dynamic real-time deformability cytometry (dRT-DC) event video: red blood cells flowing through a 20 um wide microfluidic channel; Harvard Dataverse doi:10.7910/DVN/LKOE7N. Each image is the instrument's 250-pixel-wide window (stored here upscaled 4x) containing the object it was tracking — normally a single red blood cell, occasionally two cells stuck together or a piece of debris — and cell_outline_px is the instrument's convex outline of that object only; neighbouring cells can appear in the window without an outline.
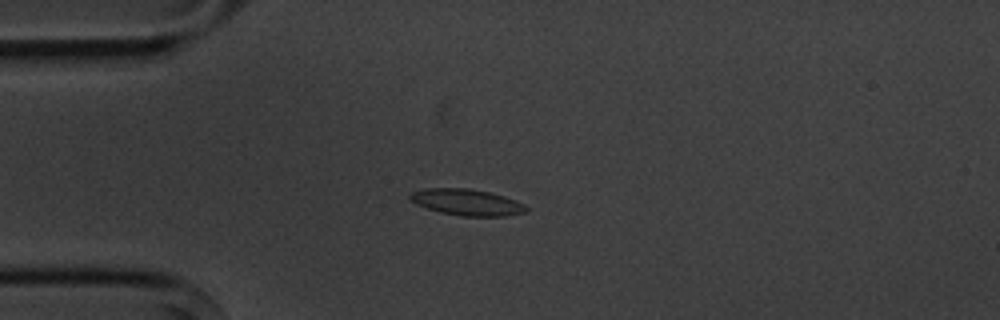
{"species": "common noctule bat (a hibernating species)", "species_latin": "Nyctalus noctula", "temperature_condition": "cold", "stored_images_in_passage": 6, "camera_frame_rate_fps": 3000, "um_per_image_px": 0.085, "animal": {"sex": "male", "body_mass_g": 20.1, "forearm_length_mm": 53.5}, "frame": {"image": 1, "passage_image": 3, "time_ms": 2.333, "image_size_px": [1000, 320], "cell_outline_px": [[528, 212], [504, 216], [460, 216], [440, 212], [416, 204], [408, 196], [412, 192], [424, 188], [468, 188], [488, 192], [504, 196], [516, 200], [524, 204], [528, 208]], "centroid_in_image_um": [39.71, 17.19], "position_along_channel_um": 45.3, "area_um2": 17.8}}
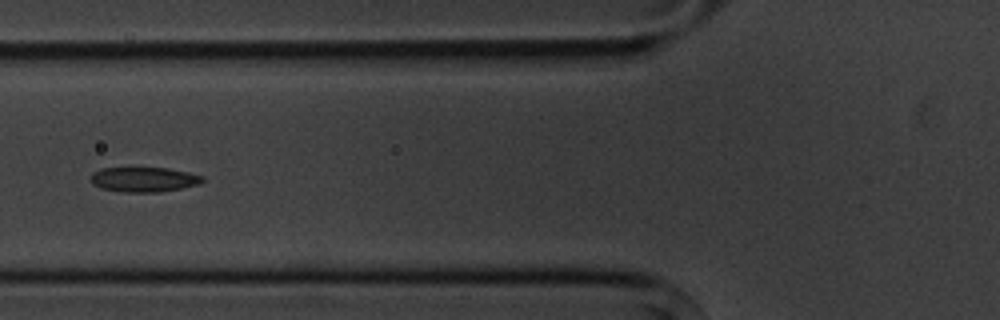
{"frame": {"image": 2, "passage_image": 5, "time_ms": 4.667, "image_size_px": [1000, 320], "cell_outline_px": [[204, 180], [200, 184], [160, 192], [124, 192], [100, 188], [92, 184], [88, 180], [88, 176], [92, 172], [100, 168], [132, 164], [168, 168], [188, 172], [204, 176]], "centroid_in_image_um": [12.12, 15.19], "position_along_channel_um": 113.7, "area_um2": 17.4}}
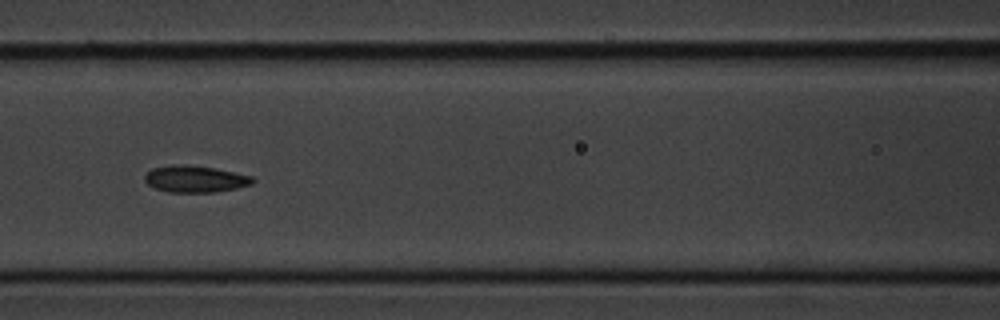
{"frame": {"image": 3, "passage_image": 6, "time_ms": 5.667, "image_size_px": [1000, 320], "cell_outline_px": [[256, 180], [252, 184], [236, 188], [216, 192], [168, 192], [156, 188], [148, 184], [144, 180], [144, 176], [152, 168], [172, 164], [184, 164], [216, 168], [252, 176]], "centroid_in_image_um": [16.59, 15.2], "position_along_channel_um": 150.0, "area_um2": 16.88}}